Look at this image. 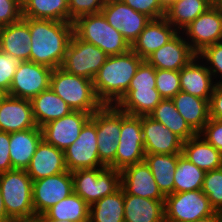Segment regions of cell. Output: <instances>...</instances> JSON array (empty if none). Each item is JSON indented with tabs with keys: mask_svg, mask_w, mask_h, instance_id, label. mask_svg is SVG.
Masks as SVG:
<instances>
[{
	"mask_svg": "<svg viewBox=\"0 0 222 222\" xmlns=\"http://www.w3.org/2000/svg\"><path fill=\"white\" fill-rule=\"evenodd\" d=\"M108 55L92 43L72 35L60 68L67 73L94 80Z\"/></svg>",
	"mask_w": 222,
	"mask_h": 222,
	"instance_id": "obj_8",
	"label": "cell"
},
{
	"mask_svg": "<svg viewBox=\"0 0 222 222\" xmlns=\"http://www.w3.org/2000/svg\"><path fill=\"white\" fill-rule=\"evenodd\" d=\"M73 192V177L70 171L33 181L32 197L35 216L45 213Z\"/></svg>",
	"mask_w": 222,
	"mask_h": 222,
	"instance_id": "obj_14",
	"label": "cell"
},
{
	"mask_svg": "<svg viewBox=\"0 0 222 222\" xmlns=\"http://www.w3.org/2000/svg\"><path fill=\"white\" fill-rule=\"evenodd\" d=\"M90 222H124V191L105 196L89 206Z\"/></svg>",
	"mask_w": 222,
	"mask_h": 222,
	"instance_id": "obj_35",
	"label": "cell"
},
{
	"mask_svg": "<svg viewBox=\"0 0 222 222\" xmlns=\"http://www.w3.org/2000/svg\"><path fill=\"white\" fill-rule=\"evenodd\" d=\"M179 32L168 43L154 51L146 61L155 69L180 71L196 54L190 48L189 43Z\"/></svg>",
	"mask_w": 222,
	"mask_h": 222,
	"instance_id": "obj_20",
	"label": "cell"
},
{
	"mask_svg": "<svg viewBox=\"0 0 222 222\" xmlns=\"http://www.w3.org/2000/svg\"><path fill=\"white\" fill-rule=\"evenodd\" d=\"M222 221V209L218 212Z\"/></svg>",
	"mask_w": 222,
	"mask_h": 222,
	"instance_id": "obj_56",
	"label": "cell"
},
{
	"mask_svg": "<svg viewBox=\"0 0 222 222\" xmlns=\"http://www.w3.org/2000/svg\"><path fill=\"white\" fill-rule=\"evenodd\" d=\"M149 116L171 130L183 142L197 134L179 114L172 99H162Z\"/></svg>",
	"mask_w": 222,
	"mask_h": 222,
	"instance_id": "obj_32",
	"label": "cell"
},
{
	"mask_svg": "<svg viewBox=\"0 0 222 222\" xmlns=\"http://www.w3.org/2000/svg\"><path fill=\"white\" fill-rule=\"evenodd\" d=\"M33 181L26 170L12 169L0 174V191L10 219L35 217Z\"/></svg>",
	"mask_w": 222,
	"mask_h": 222,
	"instance_id": "obj_4",
	"label": "cell"
},
{
	"mask_svg": "<svg viewBox=\"0 0 222 222\" xmlns=\"http://www.w3.org/2000/svg\"><path fill=\"white\" fill-rule=\"evenodd\" d=\"M52 68L32 61H20L13 76L9 96L29 99L50 88Z\"/></svg>",
	"mask_w": 222,
	"mask_h": 222,
	"instance_id": "obj_13",
	"label": "cell"
},
{
	"mask_svg": "<svg viewBox=\"0 0 222 222\" xmlns=\"http://www.w3.org/2000/svg\"><path fill=\"white\" fill-rule=\"evenodd\" d=\"M212 77L207 65L196 55L179 71L181 91L210 101L215 85Z\"/></svg>",
	"mask_w": 222,
	"mask_h": 222,
	"instance_id": "obj_23",
	"label": "cell"
},
{
	"mask_svg": "<svg viewBox=\"0 0 222 222\" xmlns=\"http://www.w3.org/2000/svg\"><path fill=\"white\" fill-rule=\"evenodd\" d=\"M101 13L107 22L118 30L130 45L133 44L141 31L151 21L150 17L135 11L122 0H106Z\"/></svg>",
	"mask_w": 222,
	"mask_h": 222,
	"instance_id": "obj_15",
	"label": "cell"
},
{
	"mask_svg": "<svg viewBox=\"0 0 222 222\" xmlns=\"http://www.w3.org/2000/svg\"><path fill=\"white\" fill-rule=\"evenodd\" d=\"M37 222H72V221H59L49 218L45 213L35 216Z\"/></svg>",
	"mask_w": 222,
	"mask_h": 222,
	"instance_id": "obj_51",
	"label": "cell"
},
{
	"mask_svg": "<svg viewBox=\"0 0 222 222\" xmlns=\"http://www.w3.org/2000/svg\"><path fill=\"white\" fill-rule=\"evenodd\" d=\"M143 61L132 49L107 57L93 80L95 93L103 105H115L125 95Z\"/></svg>",
	"mask_w": 222,
	"mask_h": 222,
	"instance_id": "obj_2",
	"label": "cell"
},
{
	"mask_svg": "<svg viewBox=\"0 0 222 222\" xmlns=\"http://www.w3.org/2000/svg\"><path fill=\"white\" fill-rule=\"evenodd\" d=\"M124 222H165L164 201L124 192Z\"/></svg>",
	"mask_w": 222,
	"mask_h": 222,
	"instance_id": "obj_26",
	"label": "cell"
},
{
	"mask_svg": "<svg viewBox=\"0 0 222 222\" xmlns=\"http://www.w3.org/2000/svg\"><path fill=\"white\" fill-rule=\"evenodd\" d=\"M156 88L155 68L144 60L133 76L128 90H151Z\"/></svg>",
	"mask_w": 222,
	"mask_h": 222,
	"instance_id": "obj_41",
	"label": "cell"
},
{
	"mask_svg": "<svg viewBox=\"0 0 222 222\" xmlns=\"http://www.w3.org/2000/svg\"><path fill=\"white\" fill-rule=\"evenodd\" d=\"M197 56L208 65L207 69L215 77L213 79H216L217 75L220 77V74L222 77V41L206 47ZM215 83H222V81Z\"/></svg>",
	"mask_w": 222,
	"mask_h": 222,
	"instance_id": "obj_42",
	"label": "cell"
},
{
	"mask_svg": "<svg viewBox=\"0 0 222 222\" xmlns=\"http://www.w3.org/2000/svg\"><path fill=\"white\" fill-rule=\"evenodd\" d=\"M215 212L222 209V168L207 171L201 189Z\"/></svg>",
	"mask_w": 222,
	"mask_h": 222,
	"instance_id": "obj_38",
	"label": "cell"
},
{
	"mask_svg": "<svg viewBox=\"0 0 222 222\" xmlns=\"http://www.w3.org/2000/svg\"><path fill=\"white\" fill-rule=\"evenodd\" d=\"M106 0H68L69 22L81 16L101 13Z\"/></svg>",
	"mask_w": 222,
	"mask_h": 222,
	"instance_id": "obj_40",
	"label": "cell"
},
{
	"mask_svg": "<svg viewBox=\"0 0 222 222\" xmlns=\"http://www.w3.org/2000/svg\"><path fill=\"white\" fill-rule=\"evenodd\" d=\"M30 42L29 26L22 18L15 23L0 27V50L19 61H30Z\"/></svg>",
	"mask_w": 222,
	"mask_h": 222,
	"instance_id": "obj_24",
	"label": "cell"
},
{
	"mask_svg": "<svg viewBox=\"0 0 222 222\" xmlns=\"http://www.w3.org/2000/svg\"><path fill=\"white\" fill-rule=\"evenodd\" d=\"M178 33L165 17L151 19L133 42L131 49L141 59L146 60L154 51L168 43Z\"/></svg>",
	"mask_w": 222,
	"mask_h": 222,
	"instance_id": "obj_21",
	"label": "cell"
},
{
	"mask_svg": "<svg viewBox=\"0 0 222 222\" xmlns=\"http://www.w3.org/2000/svg\"><path fill=\"white\" fill-rule=\"evenodd\" d=\"M45 214L49 218L59 221L88 222L89 205L73 192L67 198L50 207Z\"/></svg>",
	"mask_w": 222,
	"mask_h": 222,
	"instance_id": "obj_36",
	"label": "cell"
},
{
	"mask_svg": "<svg viewBox=\"0 0 222 222\" xmlns=\"http://www.w3.org/2000/svg\"><path fill=\"white\" fill-rule=\"evenodd\" d=\"M21 18V0H0V27L15 23Z\"/></svg>",
	"mask_w": 222,
	"mask_h": 222,
	"instance_id": "obj_45",
	"label": "cell"
},
{
	"mask_svg": "<svg viewBox=\"0 0 222 222\" xmlns=\"http://www.w3.org/2000/svg\"><path fill=\"white\" fill-rule=\"evenodd\" d=\"M209 118L222 120V83H215L209 101Z\"/></svg>",
	"mask_w": 222,
	"mask_h": 222,
	"instance_id": "obj_48",
	"label": "cell"
},
{
	"mask_svg": "<svg viewBox=\"0 0 222 222\" xmlns=\"http://www.w3.org/2000/svg\"><path fill=\"white\" fill-rule=\"evenodd\" d=\"M192 222H222V221H221L219 213L215 212L211 216H206L198 220H194Z\"/></svg>",
	"mask_w": 222,
	"mask_h": 222,
	"instance_id": "obj_49",
	"label": "cell"
},
{
	"mask_svg": "<svg viewBox=\"0 0 222 222\" xmlns=\"http://www.w3.org/2000/svg\"><path fill=\"white\" fill-rule=\"evenodd\" d=\"M74 193L89 206L121 188L120 171L110 167L81 169L71 172Z\"/></svg>",
	"mask_w": 222,
	"mask_h": 222,
	"instance_id": "obj_6",
	"label": "cell"
},
{
	"mask_svg": "<svg viewBox=\"0 0 222 222\" xmlns=\"http://www.w3.org/2000/svg\"><path fill=\"white\" fill-rule=\"evenodd\" d=\"M172 101L190 127L199 133L209 120V101L180 91Z\"/></svg>",
	"mask_w": 222,
	"mask_h": 222,
	"instance_id": "obj_29",
	"label": "cell"
},
{
	"mask_svg": "<svg viewBox=\"0 0 222 222\" xmlns=\"http://www.w3.org/2000/svg\"><path fill=\"white\" fill-rule=\"evenodd\" d=\"M68 171L65 163L64 151L47 143L42 139L37 146L36 152L31 158L26 172L32 181L57 175Z\"/></svg>",
	"mask_w": 222,
	"mask_h": 222,
	"instance_id": "obj_22",
	"label": "cell"
},
{
	"mask_svg": "<svg viewBox=\"0 0 222 222\" xmlns=\"http://www.w3.org/2000/svg\"><path fill=\"white\" fill-rule=\"evenodd\" d=\"M9 145L10 133L0 131V174L13 169Z\"/></svg>",
	"mask_w": 222,
	"mask_h": 222,
	"instance_id": "obj_47",
	"label": "cell"
},
{
	"mask_svg": "<svg viewBox=\"0 0 222 222\" xmlns=\"http://www.w3.org/2000/svg\"><path fill=\"white\" fill-rule=\"evenodd\" d=\"M65 163L68 171L105 167L98 156L96 122L90 118L80 135L64 150Z\"/></svg>",
	"mask_w": 222,
	"mask_h": 222,
	"instance_id": "obj_12",
	"label": "cell"
},
{
	"mask_svg": "<svg viewBox=\"0 0 222 222\" xmlns=\"http://www.w3.org/2000/svg\"><path fill=\"white\" fill-rule=\"evenodd\" d=\"M173 0H162L165 6H168Z\"/></svg>",
	"mask_w": 222,
	"mask_h": 222,
	"instance_id": "obj_55",
	"label": "cell"
},
{
	"mask_svg": "<svg viewBox=\"0 0 222 222\" xmlns=\"http://www.w3.org/2000/svg\"><path fill=\"white\" fill-rule=\"evenodd\" d=\"M182 155L205 172L222 168V153L198 133L183 142Z\"/></svg>",
	"mask_w": 222,
	"mask_h": 222,
	"instance_id": "obj_27",
	"label": "cell"
},
{
	"mask_svg": "<svg viewBox=\"0 0 222 222\" xmlns=\"http://www.w3.org/2000/svg\"><path fill=\"white\" fill-rule=\"evenodd\" d=\"M37 127L29 99L7 95L0 102V131L18 132Z\"/></svg>",
	"mask_w": 222,
	"mask_h": 222,
	"instance_id": "obj_19",
	"label": "cell"
},
{
	"mask_svg": "<svg viewBox=\"0 0 222 222\" xmlns=\"http://www.w3.org/2000/svg\"><path fill=\"white\" fill-rule=\"evenodd\" d=\"M10 218L6 214V209L4 206L3 198L0 191V220L2 222H7Z\"/></svg>",
	"mask_w": 222,
	"mask_h": 222,
	"instance_id": "obj_50",
	"label": "cell"
},
{
	"mask_svg": "<svg viewBox=\"0 0 222 222\" xmlns=\"http://www.w3.org/2000/svg\"><path fill=\"white\" fill-rule=\"evenodd\" d=\"M73 25L74 33L81 40L94 44L108 56L123 54L131 49L129 42L107 22L102 13L81 16Z\"/></svg>",
	"mask_w": 222,
	"mask_h": 222,
	"instance_id": "obj_5",
	"label": "cell"
},
{
	"mask_svg": "<svg viewBox=\"0 0 222 222\" xmlns=\"http://www.w3.org/2000/svg\"><path fill=\"white\" fill-rule=\"evenodd\" d=\"M7 222H37L36 218H29V219H9Z\"/></svg>",
	"mask_w": 222,
	"mask_h": 222,
	"instance_id": "obj_52",
	"label": "cell"
},
{
	"mask_svg": "<svg viewBox=\"0 0 222 222\" xmlns=\"http://www.w3.org/2000/svg\"><path fill=\"white\" fill-rule=\"evenodd\" d=\"M198 134L222 153V120L209 118Z\"/></svg>",
	"mask_w": 222,
	"mask_h": 222,
	"instance_id": "obj_46",
	"label": "cell"
},
{
	"mask_svg": "<svg viewBox=\"0 0 222 222\" xmlns=\"http://www.w3.org/2000/svg\"><path fill=\"white\" fill-rule=\"evenodd\" d=\"M182 154H145V162L164 196L174 193V173Z\"/></svg>",
	"mask_w": 222,
	"mask_h": 222,
	"instance_id": "obj_31",
	"label": "cell"
},
{
	"mask_svg": "<svg viewBox=\"0 0 222 222\" xmlns=\"http://www.w3.org/2000/svg\"><path fill=\"white\" fill-rule=\"evenodd\" d=\"M205 173L204 170L181 155L174 173V193L201 190Z\"/></svg>",
	"mask_w": 222,
	"mask_h": 222,
	"instance_id": "obj_37",
	"label": "cell"
},
{
	"mask_svg": "<svg viewBox=\"0 0 222 222\" xmlns=\"http://www.w3.org/2000/svg\"><path fill=\"white\" fill-rule=\"evenodd\" d=\"M213 4L222 6V0H213Z\"/></svg>",
	"mask_w": 222,
	"mask_h": 222,
	"instance_id": "obj_54",
	"label": "cell"
},
{
	"mask_svg": "<svg viewBox=\"0 0 222 222\" xmlns=\"http://www.w3.org/2000/svg\"><path fill=\"white\" fill-rule=\"evenodd\" d=\"M19 63L17 58L0 50V88L7 93H9Z\"/></svg>",
	"mask_w": 222,
	"mask_h": 222,
	"instance_id": "obj_44",
	"label": "cell"
},
{
	"mask_svg": "<svg viewBox=\"0 0 222 222\" xmlns=\"http://www.w3.org/2000/svg\"><path fill=\"white\" fill-rule=\"evenodd\" d=\"M145 159L141 116L128 115L121 111V131L115 154V170L142 162Z\"/></svg>",
	"mask_w": 222,
	"mask_h": 222,
	"instance_id": "obj_10",
	"label": "cell"
},
{
	"mask_svg": "<svg viewBox=\"0 0 222 222\" xmlns=\"http://www.w3.org/2000/svg\"><path fill=\"white\" fill-rule=\"evenodd\" d=\"M156 89L163 99H172L181 91L179 71L155 69Z\"/></svg>",
	"mask_w": 222,
	"mask_h": 222,
	"instance_id": "obj_39",
	"label": "cell"
},
{
	"mask_svg": "<svg viewBox=\"0 0 222 222\" xmlns=\"http://www.w3.org/2000/svg\"><path fill=\"white\" fill-rule=\"evenodd\" d=\"M31 34L30 61L52 69L61 67L74 34L70 22L25 18Z\"/></svg>",
	"mask_w": 222,
	"mask_h": 222,
	"instance_id": "obj_1",
	"label": "cell"
},
{
	"mask_svg": "<svg viewBox=\"0 0 222 222\" xmlns=\"http://www.w3.org/2000/svg\"><path fill=\"white\" fill-rule=\"evenodd\" d=\"M185 33V34H184ZM198 55L206 47L222 41V6L213 4L181 31Z\"/></svg>",
	"mask_w": 222,
	"mask_h": 222,
	"instance_id": "obj_11",
	"label": "cell"
},
{
	"mask_svg": "<svg viewBox=\"0 0 222 222\" xmlns=\"http://www.w3.org/2000/svg\"><path fill=\"white\" fill-rule=\"evenodd\" d=\"M212 5L213 0H173L166 6L165 18L181 32Z\"/></svg>",
	"mask_w": 222,
	"mask_h": 222,
	"instance_id": "obj_30",
	"label": "cell"
},
{
	"mask_svg": "<svg viewBox=\"0 0 222 222\" xmlns=\"http://www.w3.org/2000/svg\"><path fill=\"white\" fill-rule=\"evenodd\" d=\"M8 95V93L0 88V102Z\"/></svg>",
	"mask_w": 222,
	"mask_h": 222,
	"instance_id": "obj_53",
	"label": "cell"
},
{
	"mask_svg": "<svg viewBox=\"0 0 222 222\" xmlns=\"http://www.w3.org/2000/svg\"><path fill=\"white\" fill-rule=\"evenodd\" d=\"M145 154H182L183 141L149 115L141 116Z\"/></svg>",
	"mask_w": 222,
	"mask_h": 222,
	"instance_id": "obj_17",
	"label": "cell"
},
{
	"mask_svg": "<svg viewBox=\"0 0 222 222\" xmlns=\"http://www.w3.org/2000/svg\"><path fill=\"white\" fill-rule=\"evenodd\" d=\"M91 118L96 122L100 162L105 167L115 169V154L121 131V110L115 105H103Z\"/></svg>",
	"mask_w": 222,
	"mask_h": 222,
	"instance_id": "obj_7",
	"label": "cell"
},
{
	"mask_svg": "<svg viewBox=\"0 0 222 222\" xmlns=\"http://www.w3.org/2000/svg\"><path fill=\"white\" fill-rule=\"evenodd\" d=\"M120 174L121 188L126 194L165 201L145 160L124 168Z\"/></svg>",
	"mask_w": 222,
	"mask_h": 222,
	"instance_id": "obj_18",
	"label": "cell"
},
{
	"mask_svg": "<svg viewBox=\"0 0 222 222\" xmlns=\"http://www.w3.org/2000/svg\"><path fill=\"white\" fill-rule=\"evenodd\" d=\"M50 88L73 111H83L93 114L103 106L95 93L92 80L67 73L60 67L52 70Z\"/></svg>",
	"mask_w": 222,
	"mask_h": 222,
	"instance_id": "obj_3",
	"label": "cell"
},
{
	"mask_svg": "<svg viewBox=\"0 0 222 222\" xmlns=\"http://www.w3.org/2000/svg\"><path fill=\"white\" fill-rule=\"evenodd\" d=\"M164 210L165 222H192L215 213L202 190L165 196Z\"/></svg>",
	"mask_w": 222,
	"mask_h": 222,
	"instance_id": "obj_9",
	"label": "cell"
},
{
	"mask_svg": "<svg viewBox=\"0 0 222 222\" xmlns=\"http://www.w3.org/2000/svg\"><path fill=\"white\" fill-rule=\"evenodd\" d=\"M33 116L39 128L50 121L70 114L73 109L51 88L39 93L31 100Z\"/></svg>",
	"mask_w": 222,
	"mask_h": 222,
	"instance_id": "obj_28",
	"label": "cell"
},
{
	"mask_svg": "<svg viewBox=\"0 0 222 222\" xmlns=\"http://www.w3.org/2000/svg\"><path fill=\"white\" fill-rule=\"evenodd\" d=\"M42 139V130L38 126L10 133L9 155L12 168L26 170Z\"/></svg>",
	"mask_w": 222,
	"mask_h": 222,
	"instance_id": "obj_25",
	"label": "cell"
},
{
	"mask_svg": "<svg viewBox=\"0 0 222 222\" xmlns=\"http://www.w3.org/2000/svg\"><path fill=\"white\" fill-rule=\"evenodd\" d=\"M135 11L145 14L151 19L165 17L166 6L162 0H122Z\"/></svg>",
	"mask_w": 222,
	"mask_h": 222,
	"instance_id": "obj_43",
	"label": "cell"
},
{
	"mask_svg": "<svg viewBox=\"0 0 222 222\" xmlns=\"http://www.w3.org/2000/svg\"><path fill=\"white\" fill-rule=\"evenodd\" d=\"M22 17L69 22L68 0H21Z\"/></svg>",
	"mask_w": 222,
	"mask_h": 222,
	"instance_id": "obj_33",
	"label": "cell"
},
{
	"mask_svg": "<svg viewBox=\"0 0 222 222\" xmlns=\"http://www.w3.org/2000/svg\"><path fill=\"white\" fill-rule=\"evenodd\" d=\"M91 115L83 111H72L66 116L50 121L41 127L43 139L64 151L75 142Z\"/></svg>",
	"mask_w": 222,
	"mask_h": 222,
	"instance_id": "obj_16",
	"label": "cell"
},
{
	"mask_svg": "<svg viewBox=\"0 0 222 222\" xmlns=\"http://www.w3.org/2000/svg\"><path fill=\"white\" fill-rule=\"evenodd\" d=\"M162 99L156 88L127 90L115 106L128 115L145 116L149 115Z\"/></svg>",
	"mask_w": 222,
	"mask_h": 222,
	"instance_id": "obj_34",
	"label": "cell"
}]
</instances>
